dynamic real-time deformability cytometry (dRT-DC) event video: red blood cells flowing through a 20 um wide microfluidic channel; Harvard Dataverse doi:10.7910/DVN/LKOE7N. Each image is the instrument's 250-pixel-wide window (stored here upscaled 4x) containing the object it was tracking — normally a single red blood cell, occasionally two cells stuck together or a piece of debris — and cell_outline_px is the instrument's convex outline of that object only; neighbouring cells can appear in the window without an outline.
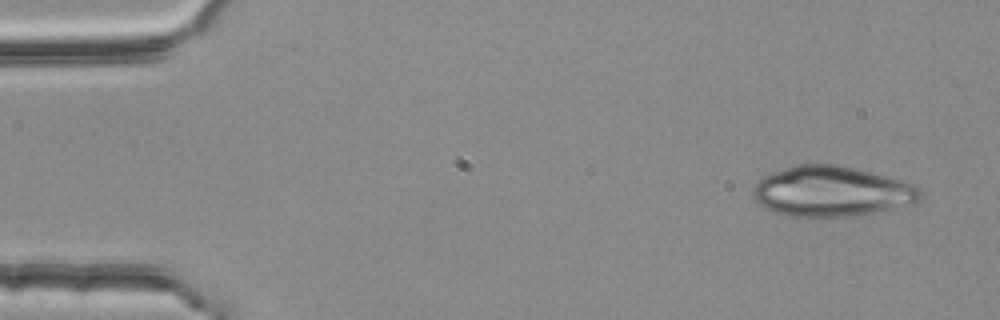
{"species": "common noctule bat (a hibernating species)", "species_latin": "Nyctalus noctula", "temperature_condition": "room temperature", "stored_images_in_passage": 4, "camera_frame_rate_fps": 3000, "um_per_image_px": 0.085, "animal": {"sex": "female", "body_mass_g": 25.1}, "frame": {"image": 1, "passage_image": 4, "time_ms": 1.0, "image_size_px": [1000, 320], "cell_outline_px": [[924, 192], [920, 200], [908, 204], [872, 212], [848, 216], [788, 216], [772, 212], [764, 208], [752, 196], [752, 188], [764, 176], [784, 168], [796, 164], [836, 164], [916, 184]], "centroid_in_image_um": [70.66, 16.26], "position_along_channel_um": 14.3, "area_um2": 48.55}}